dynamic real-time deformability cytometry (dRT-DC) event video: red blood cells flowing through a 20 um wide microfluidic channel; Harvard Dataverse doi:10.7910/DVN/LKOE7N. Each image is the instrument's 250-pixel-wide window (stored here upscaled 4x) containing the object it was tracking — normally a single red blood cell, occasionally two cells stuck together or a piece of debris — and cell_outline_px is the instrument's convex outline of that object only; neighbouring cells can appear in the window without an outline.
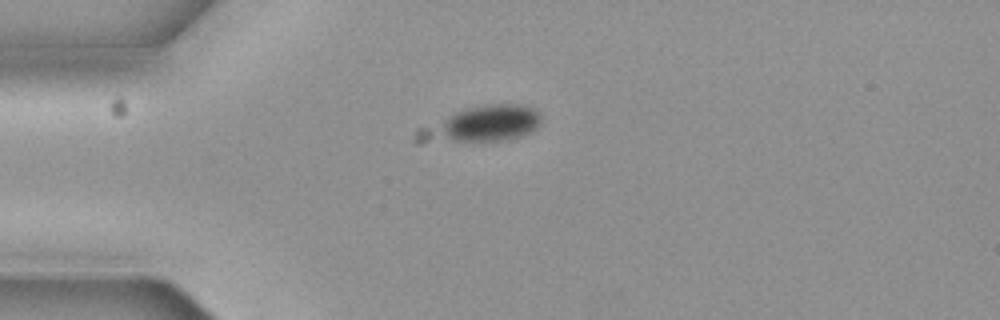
{"species": "common noctule bat (a hibernating species)", "species_latin": "Nyctalus noctula", "temperature_condition": "cold", "stored_images_in_passage": 5, "camera_frame_rate_fps": 3000, "um_per_image_px": 0.085, "animal": {"sex": "female", "body_mass_g": 19.3, "forearm_length_mm": 54.1}, "frame": {"image": 1, "passage_image": 5, "time_ms": 1.333, "image_size_px": [1000, 320], "cell_outline_px": [[540, 124], [532, 132], [520, 136], [500, 140], [420, 144], [416, 144], [412, 140], [416, 128], [464, 108], [480, 104], [528, 104], [536, 108], [540, 112]], "centroid_in_image_um": [40.83, 10.57], "position_along_channel_um": 44.2, "area_um2": 26.88}}